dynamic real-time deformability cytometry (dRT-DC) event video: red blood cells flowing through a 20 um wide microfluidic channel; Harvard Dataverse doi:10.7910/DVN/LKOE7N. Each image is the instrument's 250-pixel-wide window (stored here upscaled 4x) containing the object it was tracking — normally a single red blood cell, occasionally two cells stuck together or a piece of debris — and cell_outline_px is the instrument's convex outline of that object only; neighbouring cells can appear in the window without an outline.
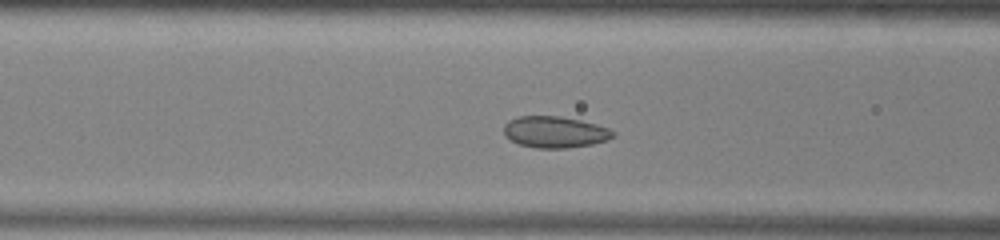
{"species": "common noctule bat (a hibernating species)", "species_latin": "Nyctalus noctula", "temperature_condition": "warm", "stored_images_in_passage": 39, "camera_frame_rate_fps": 3000, "um_per_image_px": 0.085, "animal": {"sex": "male", "body_mass_g": 13.0, "forearm_length_mm": 53.1}, "frame": {"image": 1, "passage_image": 7, "time_ms": 2.0, "image_size_px": [1000, 240], "cell_outline_px": [[616, 136], [608, 140], [592, 144], [568, 148], [536, 148], [520, 144], [504, 136], [504, 124], [508, 120], [520, 116], [560, 116], [580, 120], [596, 124], [608, 128], [616, 132]], "centroid_in_image_um": [47.18, 11.22], "position_along_channel_um": 119.4, "area_um2": 20.11}}
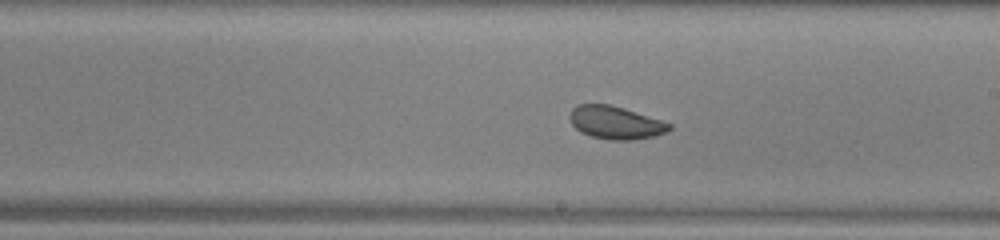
{"frame": {"image": 2, "passage_image": 16, "time_ms": 5.0, "image_size_px": [1000, 240], "cell_outline_px": [[672, 128], [668, 132], [656, 136], [632, 140], [608, 140], [592, 136], [580, 132], [572, 124], [568, 116], [572, 108], [576, 104], [608, 104], [624, 108], [672, 124]], "centroid_in_image_um": [52.31, 10.43], "position_along_channel_um": 236.7, "area_um2": 19.19}}
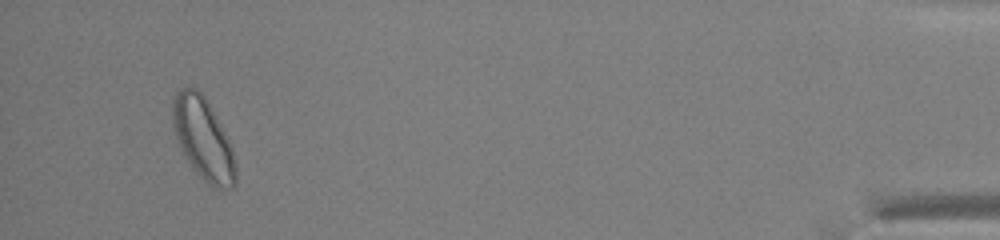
{"frame": {"image": 3, "passage_image": 36, "time_ms": 11.667, "image_size_px": [1000, 240], "cell_outline_px": [[236, 184], [232, 188], [216, 188], [208, 184], [192, 168], [180, 148], [176, 140], [172, 124], [172, 100], [176, 92], [192, 84], [208, 100], [228, 136], [232, 148], [236, 168]], "centroid_in_image_um": [17.26, 11.76], "position_along_channel_um": 417.9, "area_um2": 30.58}, "authors_computed_cell_mechanics": {"area_um2": 20.4612, "velocity_mm_per_s": 3.9202, "shape_relaxation_time_tau1_ms": 3.9178, "shape_relaxation_time_tau2_ms": 2.8775, "deformation_change_tau1": 0.0784, "deformation_change_tau2": 0.0572}}